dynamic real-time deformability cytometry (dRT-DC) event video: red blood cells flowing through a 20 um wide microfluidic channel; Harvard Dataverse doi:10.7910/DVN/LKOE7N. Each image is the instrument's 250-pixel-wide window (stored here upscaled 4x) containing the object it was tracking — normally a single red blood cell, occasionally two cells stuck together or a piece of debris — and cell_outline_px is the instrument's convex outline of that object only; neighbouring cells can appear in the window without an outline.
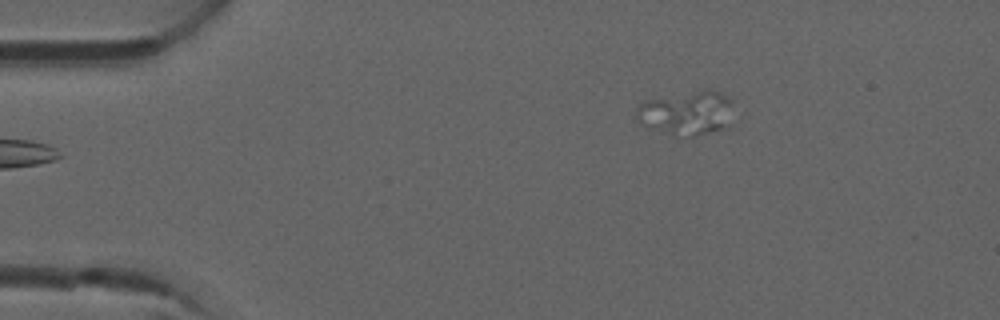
{"species": "common noctule bat (a hibernating species)", "species_latin": "Nyctalus noctula", "temperature_condition": "room temperature", "stored_images_in_passage": 6, "camera_frame_rate_fps": 3000, "um_per_image_px": 0.085, "animal": {"sex": "male", "forearm_length_mm": 52.5}, "frame": {"image": 1, "passage_image": 6, "time_ms": 1.667, "image_size_px": [1000, 320], "cell_outline_px": [[732, 100], [720, 128], [708, 132], [692, 136], [672, 136], [640, 124], [636, 120], [636, 108], [644, 100], [708, 88], [720, 92], [728, 96]], "centroid_in_image_um": [58.22, 9.57], "position_along_channel_um": 26.8, "area_um2": 24.33}}